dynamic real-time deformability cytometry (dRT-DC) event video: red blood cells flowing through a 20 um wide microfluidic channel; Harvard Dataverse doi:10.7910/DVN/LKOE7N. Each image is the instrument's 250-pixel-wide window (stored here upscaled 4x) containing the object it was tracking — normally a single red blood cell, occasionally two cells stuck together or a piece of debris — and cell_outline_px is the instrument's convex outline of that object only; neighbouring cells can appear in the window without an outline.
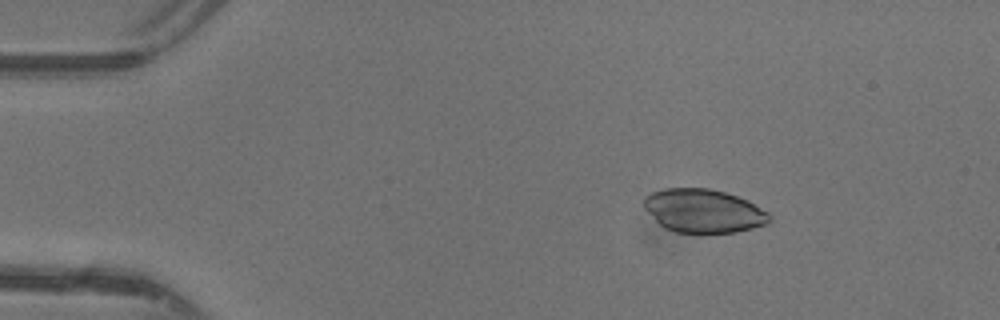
{"species": "common noctule bat (a hibernating species)", "species_latin": "Nyctalus noctula", "temperature_condition": "warm", "stored_images_in_passage": 47, "camera_frame_rate_fps": 3000, "um_per_image_px": 0.085, "animal": {"sex": "female"}, "frame": {"image": 1, "passage_image": 8, "time_ms": 2.333, "image_size_px": [1000, 320], "cell_outline_px": [[772, 220], [768, 224], [736, 232], [704, 236], [676, 232], [664, 228], [644, 208], [644, 196], [652, 192], [664, 188], [708, 188], [724, 192], [748, 200], [768, 212], [772, 216]], "centroid_in_image_um": [59.82, 17.97], "position_along_channel_um": 25.2, "area_um2": 32.66}}
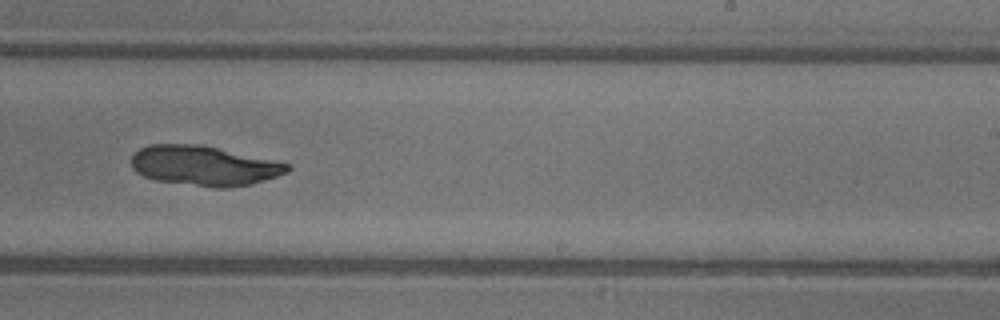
{"frame": {"image": 2, "passage_image": 30, "time_ms": 9.667, "image_size_px": [1000, 320], "cell_outline_px": [[292, 168], [288, 172], [252, 184], [228, 188], [216, 188], [156, 180], [144, 176], [136, 172], [132, 168], [132, 156], [140, 148], [148, 144], [204, 144], [276, 160], [292, 164]], "centroid_in_image_um": [17.39, 14.07], "position_along_channel_um": 271.6, "area_um2": 36.65}}
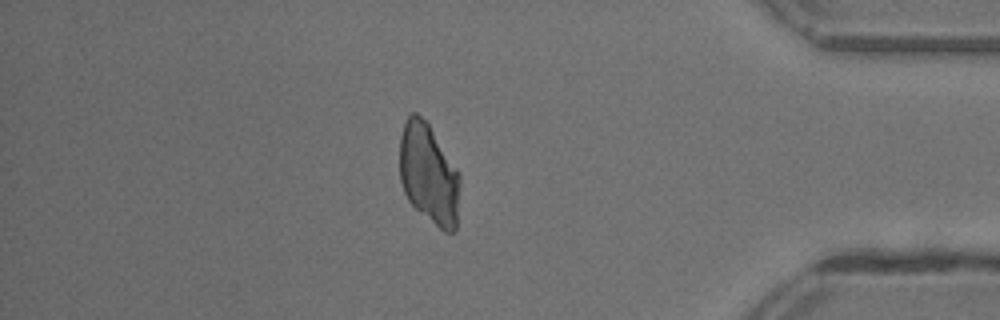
{"frame": {"image": 3, "passage_image": 41, "time_ms": 13.333, "image_size_px": [1000, 320], "cell_outline_px": [[460, 184], [456, 232], [444, 232], [416, 208], [408, 200], [404, 192], [400, 180], [400, 136], [404, 124], [408, 116], [412, 112], [416, 112], [428, 120], [460, 172]], "centroid_in_image_um": [36.47, 14.74], "position_along_channel_um": 398.7, "area_um2": 35.89}}